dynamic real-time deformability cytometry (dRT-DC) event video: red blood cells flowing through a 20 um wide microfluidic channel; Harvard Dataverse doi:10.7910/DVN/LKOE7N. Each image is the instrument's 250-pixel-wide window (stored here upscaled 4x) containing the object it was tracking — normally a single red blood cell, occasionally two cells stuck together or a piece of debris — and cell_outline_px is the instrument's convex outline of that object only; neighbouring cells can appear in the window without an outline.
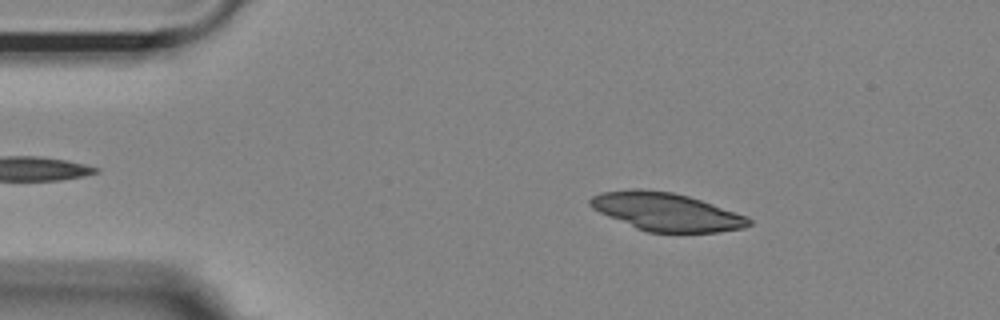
{"species": "Egyptian fruit bat (a non-hibernating species)", "species_latin": "Rousettus aegyptiacus", "temperature_condition": "room temperature", "stored_images_in_passage": 46, "camera_frame_rate_fps": 3000, "um_per_image_px": 0.085, "animal": {"sex": "female"}, "frame": {"image": 1, "passage_image": 8, "time_ms": 2.333, "image_size_px": [1000, 320], "cell_outline_px": [[752, 224], [744, 228], [716, 232], [648, 232], [636, 228], [608, 216], [592, 208], [588, 204], [588, 200], [592, 196], [600, 192], [628, 188], [640, 188], [672, 192], [688, 196], [748, 216], [752, 220]], "centroid_in_image_um": [56.61, 17.99], "position_along_channel_um": 28.4, "area_um2": 35.26}}